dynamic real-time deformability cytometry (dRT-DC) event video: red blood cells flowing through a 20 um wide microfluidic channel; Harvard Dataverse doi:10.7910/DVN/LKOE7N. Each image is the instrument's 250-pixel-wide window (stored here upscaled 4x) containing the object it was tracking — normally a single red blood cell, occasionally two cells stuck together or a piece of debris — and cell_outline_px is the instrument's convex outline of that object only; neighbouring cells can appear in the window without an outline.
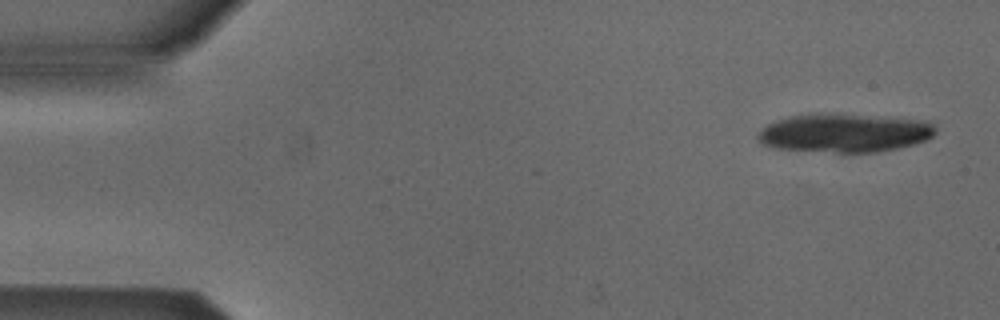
{"species": "Egyptian fruit bat (a non-hibernating species)", "species_latin": "Rousettus aegyptiacus", "temperature_condition": "cold", "stored_images_in_passage": 16, "camera_frame_rate_fps": 3000, "um_per_image_px": 0.085, "animal": {"sex": "male"}, "frame": {"image": 1, "passage_image": 1, "time_ms": 0.0, "image_size_px": [1000, 320], "cell_outline_px": [[936, 132], [928, 140], [896, 148], [876, 152], [836, 152], [776, 148], [764, 144], [756, 136], [768, 124], [776, 120], [792, 116], [856, 116], [936, 120]], "centroid_in_image_um": [71.9, 11.33], "position_along_channel_um": 13.1, "area_um2": 38.73}}